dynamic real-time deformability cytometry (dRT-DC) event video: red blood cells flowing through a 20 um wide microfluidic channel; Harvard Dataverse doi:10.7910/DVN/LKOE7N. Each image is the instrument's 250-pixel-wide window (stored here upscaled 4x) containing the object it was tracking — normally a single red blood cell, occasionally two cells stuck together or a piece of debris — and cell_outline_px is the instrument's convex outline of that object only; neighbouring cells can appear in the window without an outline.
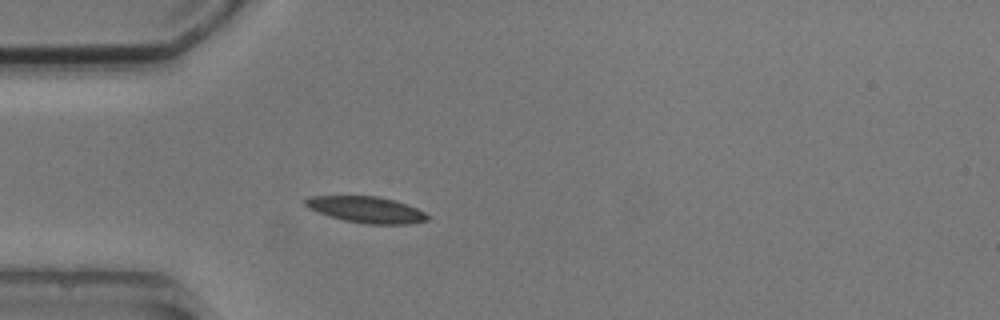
{"species": "common noctule bat (a hibernating species)", "species_latin": "Nyctalus noctula", "temperature_condition": "cold", "stored_images_in_passage": 2, "camera_frame_rate_fps": 3000, "um_per_image_px": 0.085, "animal": {"sex": "male", "body_mass_g": 20.5, "forearm_length_mm": 52.5}, "frame": {"image": 1, "passage_image": 2, "time_ms": 2.0, "image_size_px": [1000, 320], "cell_outline_px": [[432, 216], [428, 220], [408, 224], [364, 224], [344, 220], [308, 208], [304, 204], [304, 200], [312, 196], [376, 196], [396, 200], [408, 204]], "centroid_in_image_um": [31.2, 17.82], "position_along_channel_um": 53.8, "area_um2": 18.67}}